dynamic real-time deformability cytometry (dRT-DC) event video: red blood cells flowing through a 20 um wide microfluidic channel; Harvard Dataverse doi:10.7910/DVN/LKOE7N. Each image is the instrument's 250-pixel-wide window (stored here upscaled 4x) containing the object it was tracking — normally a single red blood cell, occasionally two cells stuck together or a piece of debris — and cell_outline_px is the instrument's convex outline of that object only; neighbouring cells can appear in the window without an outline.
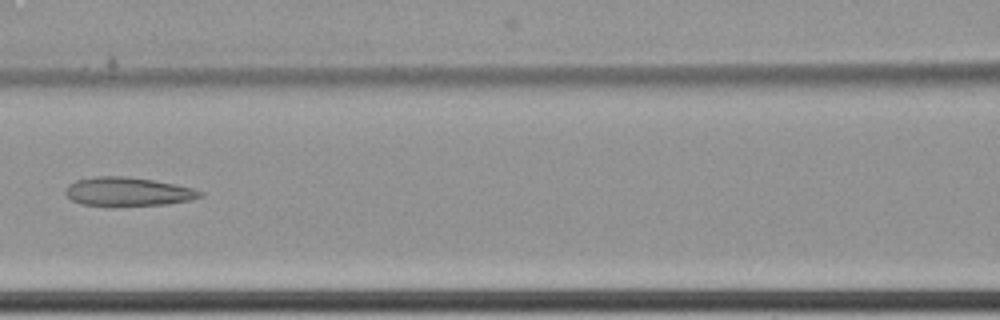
{"species": "common noctule bat (a hibernating species)", "species_latin": "Nyctalus noctula", "temperature_condition": "cold", "stored_images_in_passage": 9, "camera_frame_rate_fps": 3000, "um_per_image_px": 0.085, "animal": {"sex": "female", "body_mass_g": 22.7, "forearm_length_mm": 54.2}, "frame": {"image": 1, "passage_image": 9, "time_ms": 2.667, "image_size_px": [1000, 320], "cell_outline_px": [[204, 196], [188, 200], [168, 204], [112, 208], [80, 204], [72, 200], [64, 192], [64, 188], [68, 184], [76, 180], [92, 176], [128, 176], [152, 180], [192, 188], [204, 192]], "centroid_in_image_um": [10.8, 16.32], "position_along_channel_um": 155.8, "area_um2": 23.29}}